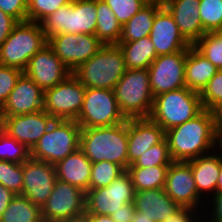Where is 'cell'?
Wrapping results in <instances>:
<instances>
[{
  "instance_id": "d6a6232c",
  "label": "cell",
  "mask_w": 222,
  "mask_h": 222,
  "mask_svg": "<svg viewBox=\"0 0 222 222\" xmlns=\"http://www.w3.org/2000/svg\"><path fill=\"white\" fill-rule=\"evenodd\" d=\"M193 47L219 70H222V37L216 32L206 33Z\"/></svg>"
},
{
  "instance_id": "ac0fdd59",
  "label": "cell",
  "mask_w": 222,
  "mask_h": 222,
  "mask_svg": "<svg viewBox=\"0 0 222 222\" xmlns=\"http://www.w3.org/2000/svg\"><path fill=\"white\" fill-rule=\"evenodd\" d=\"M54 120L44 110L2 117V130L31 151Z\"/></svg>"
},
{
  "instance_id": "30bf717a",
  "label": "cell",
  "mask_w": 222,
  "mask_h": 222,
  "mask_svg": "<svg viewBox=\"0 0 222 222\" xmlns=\"http://www.w3.org/2000/svg\"><path fill=\"white\" fill-rule=\"evenodd\" d=\"M135 189L125 170L108 186L85 192V214L111 215L125 203H134Z\"/></svg>"
},
{
  "instance_id": "3957f363",
  "label": "cell",
  "mask_w": 222,
  "mask_h": 222,
  "mask_svg": "<svg viewBox=\"0 0 222 222\" xmlns=\"http://www.w3.org/2000/svg\"><path fill=\"white\" fill-rule=\"evenodd\" d=\"M126 70L122 49L117 44H109L78 66L72 75L85 88L113 90Z\"/></svg>"
},
{
  "instance_id": "7bdbcfd3",
  "label": "cell",
  "mask_w": 222,
  "mask_h": 222,
  "mask_svg": "<svg viewBox=\"0 0 222 222\" xmlns=\"http://www.w3.org/2000/svg\"><path fill=\"white\" fill-rule=\"evenodd\" d=\"M203 220L204 222H222V192L216 193L206 203Z\"/></svg>"
},
{
  "instance_id": "7dc6e473",
  "label": "cell",
  "mask_w": 222,
  "mask_h": 222,
  "mask_svg": "<svg viewBox=\"0 0 222 222\" xmlns=\"http://www.w3.org/2000/svg\"><path fill=\"white\" fill-rule=\"evenodd\" d=\"M15 195L11 190L0 184V218Z\"/></svg>"
},
{
  "instance_id": "4dcf8cb0",
  "label": "cell",
  "mask_w": 222,
  "mask_h": 222,
  "mask_svg": "<svg viewBox=\"0 0 222 222\" xmlns=\"http://www.w3.org/2000/svg\"><path fill=\"white\" fill-rule=\"evenodd\" d=\"M0 222H43L41 208L24 196L15 195L2 214Z\"/></svg>"
},
{
  "instance_id": "7c38bea8",
  "label": "cell",
  "mask_w": 222,
  "mask_h": 222,
  "mask_svg": "<svg viewBox=\"0 0 222 222\" xmlns=\"http://www.w3.org/2000/svg\"><path fill=\"white\" fill-rule=\"evenodd\" d=\"M85 215V192L56 179L53 191L41 207L43 222L73 220Z\"/></svg>"
},
{
  "instance_id": "83f0119b",
  "label": "cell",
  "mask_w": 222,
  "mask_h": 222,
  "mask_svg": "<svg viewBox=\"0 0 222 222\" xmlns=\"http://www.w3.org/2000/svg\"><path fill=\"white\" fill-rule=\"evenodd\" d=\"M117 45L123 51L127 69H148L158 57L149 36L133 42H119Z\"/></svg>"
},
{
  "instance_id": "6da1fadb",
  "label": "cell",
  "mask_w": 222,
  "mask_h": 222,
  "mask_svg": "<svg viewBox=\"0 0 222 222\" xmlns=\"http://www.w3.org/2000/svg\"><path fill=\"white\" fill-rule=\"evenodd\" d=\"M172 161L187 162L216 149V134L212 112L200 114L165 132Z\"/></svg>"
},
{
  "instance_id": "d590c367",
  "label": "cell",
  "mask_w": 222,
  "mask_h": 222,
  "mask_svg": "<svg viewBox=\"0 0 222 222\" xmlns=\"http://www.w3.org/2000/svg\"><path fill=\"white\" fill-rule=\"evenodd\" d=\"M172 159L169 154L168 141L165 138L162 142L153 145L146 150L140 157L129 167H151L158 165H170Z\"/></svg>"
},
{
  "instance_id": "7a4b0ae2",
  "label": "cell",
  "mask_w": 222,
  "mask_h": 222,
  "mask_svg": "<svg viewBox=\"0 0 222 222\" xmlns=\"http://www.w3.org/2000/svg\"><path fill=\"white\" fill-rule=\"evenodd\" d=\"M80 149L92 163L109 161L127 170V120L118 125L81 129Z\"/></svg>"
},
{
  "instance_id": "f1b7e54d",
  "label": "cell",
  "mask_w": 222,
  "mask_h": 222,
  "mask_svg": "<svg viewBox=\"0 0 222 222\" xmlns=\"http://www.w3.org/2000/svg\"><path fill=\"white\" fill-rule=\"evenodd\" d=\"M97 24L95 36L104 44H118L122 25L104 0H96Z\"/></svg>"
},
{
  "instance_id": "681fc988",
  "label": "cell",
  "mask_w": 222,
  "mask_h": 222,
  "mask_svg": "<svg viewBox=\"0 0 222 222\" xmlns=\"http://www.w3.org/2000/svg\"><path fill=\"white\" fill-rule=\"evenodd\" d=\"M91 222H115L109 215L85 214Z\"/></svg>"
},
{
  "instance_id": "277c9868",
  "label": "cell",
  "mask_w": 222,
  "mask_h": 222,
  "mask_svg": "<svg viewBox=\"0 0 222 222\" xmlns=\"http://www.w3.org/2000/svg\"><path fill=\"white\" fill-rule=\"evenodd\" d=\"M203 110L200 93L184 87L155 96L149 118L166 132L193 119Z\"/></svg>"
},
{
  "instance_id": "b9f144b4",
  "label": "cell",
  "mask_w": 222,
  "mask_h": 222,
  "mask_svg": "<svg viewBox=\"0 0 222 222\" xmlns=\"http://www.w3.org/2000/svg\"><path fill=\"white\" fill-rule=\"evenodd\" d=\"M0 10L17 22L28 21L27 0H0Z\"/></svg>"
},
{
  "instance_id": "1f68e13d",
  "label": "cell",
  "mask_w": 222,
  "mask_h": 222,
  "mask_svg": "<svg viewBox=\"0 0 222 222\" xmlns=\"http://www.w3.org/2000/svg\"><path fill=\"white\" fill-rule=\"evenodd\" d=\"M125 170L118 164L109 161L92 163L89 189H98L108 186Z\"/></svg>"
},
{
  "instance_id": "cb8c5ba5",
  "label": "cell",
  "mask_w": 222,
  "mask_h": 222,
  "mask_svg": "<svg viewBox=\"0 0 222 222\" xmlns=\"http://www.w3.org/2000/svg\"><path fill=\"white\" fill-rule=\"evenodd\" d=\"M134 205L136 211L144 213V216L154 222H164L169 215L175 214L181 208L164 189L135 191Z\"/></svg>"
},
{
  "instance_id": "2e32d148",
  "label": "cell",
  "mask_w": 222,
  "mask_h": 222,
  "mask_svg": "<svg viewBox=\"0 0 222 222\" xmlns=\"http://www.w3.org/2000/svg\"><path fill=\"white\" fill-rule=\"evenodd\" d=\"M57 176L53 164L29 157L23 162V190L21 196L28 198L40 208L53 191Z\"/></svg>"
},
{
  "instance_id": "8d00e7d4",
  "label": "cell",
  "mask_w": 222,
  "mask_h": 222,
  "mask_svg": "<svg viewBox=\"0 0 222 222\" xmlns=\"http://www.w3.org/2000/svg\"><path fill=\"white\" fill-rule=\"evenodd\" d=\"M0 184L16 195L23 190V163H14L0 160Z\"/></svg>"
},
{
  "instance_id": "db71d44e",
  "label": "cell",
  "mask_w": 222,
  "mask_h": 222,
  "mask_svg": "<svg viewBox=\"0 0 222 222\" xmlns=\"http://www.w3.org/2000/svg\"><path fill=\"white\" fill-rule=\"evenodd\" d=\"M54 222H82V217L73 220H61V221H54Z\"/></svg>"
},
{
  "instance_id": "ab89813d",
  "label": "cell",
  "mask_w": 222,
  "mask_h": 222,
  "mask_svg": "<svg viewBox=\"0 0 222 222\" xmlns=\"http://www.w3.org/2000/svg\"><path fill=\"white\" fill-rule=\"evenodd\" d=\"M204 109L211 111L222 102V70H218L207 86L200 93Z\"/></svg>"
},
{
  "instance_id": "ee69618b",
  "label": "cell",
  "mask_w": 222,
  "mask_h": 222,
  "mask_svg": "<svg viewBox=\"0 0 222 222\" xmlns=\"http://www.w3.org/2000/svg\"><path fill=\"white\" fill-rule=\"evenodd\" d=\"M202 211L190 207H181L175 214L169 215L164 222H204Z\"/></svg>"
},
{
  "instance_id": "4fadbf2b",
  "label": "cell",
  "mask_w": 222,
  "mask_h": 222,
  "mask_svg": "<svg viewBox=\"0 0 222 222\" xmlns=\"http://www.w3.org/2000/svg\"><path fill=\"white\" fill-rule=\"evenodd\" d=\"M48 45L71 72L91 59L104 46L95 35L71 33L48 37Z\"/></svg>"
},
{
  "instance_id": "11a10c76",
  "label": "cell",
  "mask_w": 222,
  "mask_h": 222,
  "mask_svg": "<svg viewBox=\"0 0 222 222\" xmlns=\"http://www.w3.org/2000/svg\"><path fill=\"white\" fill-rule=\"evenodd\" d=\"M216 33L222 37V25L221 27L216 31Z\"/></svg>"
},
{
  "instance_id": "5b68a950",
  "label": "cell",
  "mask_w": 222,
  "mask_h": 222,
  "mask_svg": "<svg viewBox=\"0 0 222 222\" xmlns=\"http://www.w3.org/2000/svg\"><path fill=\"white\" fill-rule=\"evenodd\" d=\"M46 44L48 38L40 23L18 22L0 46V65L24 71L29 60Z\"/></svg>"
},
{
  "instance_id": "f35d334b",
  "label": "cell",
  "mask_w": 222,
  "mask_h": 222,
  "mask_svg": "<svg viewBox=\"0 0 222 222\" xmlns=\"http://www.w3.org/2000/svg\"><path fill=\"white\" fill-rule=\"evenodd\" d=\"M115 14L118 22L123 26L146 3V0H104Z\"/></svg>"
},
{
  "instance_id": "ffe728a7",
  "label": "cell",
  "mask_w": 222,
  "mask_h": 222,
  "mask_svg": "<svg viewBox=\"0 0 222 222\" xmlns=\"http://www.w3.org/2000/svg\"><path fill=\"white\" fill-rule=\"evenodd\" d=\"M43 97L44 91L23 72L0 108V114L9 117L43 110Z\"/></svg>"
},
{
  "instance_id": "4316f807",
  "label": "cell",
  "mask_w": 222,
  "mask_h": 222,
  "mask_svg": "<svg viewBox=\"0 0 222 222\" xmlns=\"http://www.w3.org/2000/svg\"><path fill=\"white\" fill-rule=\"evenodd\" d=\"M163 6L162 2L146 3L131 19L122 26L119 42H133L149 36L157 11Z\"/></svg>"
},
{
  "instance_id": "9f6ffc18",
  "label": "cell",
  "mask_w": 222,
  "mask_h": 222,
  "mask_svg": "<svg viewBox=\"0 0 222 222\" xmlns=\"http://www.w3.org/2000/svg\"><path fill=\"white\" fill-rule=\"evenodd\" d=\"M82 222H91L85 215L82 216Z\"/></svg>"
},
{
  "instance_id": "ba28073f",
  "label": "cell",
  "mask_w": 222,
  "mask_h": 222,
  "mask_svg": "<svg viewBox=\"0 0 222 222\" xmlns=\"http://www.w3.org/2000/svg\"><path fill=\"white\" fill-rule=\"evenodd\" d=\"M81 127L73 120H54L30 151V157L55 165L80 148Z\"/></svg>"
},
{
  "instance_id": "6f0895ef",
  "label": "cell",
  "mask_w": 222,
  "mask_h": 222,
  "mask_svg": "<svg viewBox=\"0 0 222 222\" xmlns=\"http://www.w3.org/2000/svg\"><path fill=\"white\" fill-rule=\"evenodd\" d=\"M2 130V116L0 114V131Z\"/></svg>"
},
{
  "instance_id": "7402d4cb",
  "label": "cell",
  "mask_w": 222,
  "mask_h": 222,
  "mask_svg": "<svg viewBox=\"0 0 222 222\" xmlns=\"http://www.w3.org/2000/svg\"><path fill=\"white\" fill-rule=\"evenodd\" d=\"M200 0H164L163 5L173 15L180 34L193 46L206 33L199 15Z\"/></svg>"
},
{
  "instance_id": "603a6c76",
  "label": "cell",
  "mask_w": 222,
  "mask_h": 222,
  "mask_svg": "<svg viewBox=\"0 0 222 222\" xmlns=\"http://www.w3.org/2000/svg\"><path fill=\"white\" fill-rule=\"evenodd\" d=\"M222 152L211 153L187 161L192 169L198 194L208 202L217 193Z\"/></svg>"
},
{
  "instance_id": "f907efd6",
  "label": "cell",
  "mask_w": 222,
  "mask_h": 222,
  "mask_svg": "<svg viewBox=\"0 0 222 222\" xmlns=\"http://www.w3.org/2000/svg\"><path fill=\"white\" fill-rule=\"evenodd\" d=\"M216 134V150L222 152V127H214Z\"/></svg>"
},
{
  "instance_id": "e575fe53",
  "label": "cell",
  "mask_w": 222,
  "mask_h": 222,
  "mask_svg": "<svg viewBox=\"0 0 222 222\" xmlns=\"http://www.w3.org/2000/svg\"><path fill=\"white\" fill-rule=\"evenodd\" d=\"M30 157V150L3 130L0 131V160L22 164Z\"/></svg>"
},
{
  "instance_id": "484cf974",
  "label": "cell",
  "mask_w": 222,
  "mask_h": 222,
  "mask_svg": "<svg viewBox=\"0 0 222 222\" xmlns=\"http://www.w3.org/2000/svg\"><path fill=\"white\" fill-rule=\"evenodd\" d=\"M219 69L193 46L188 49L185 63V85L201 93Z\"/></svg>"
},
{
  "instance_id": "816d5d0a",
  "label": "cell",
  "mask_w": 222,
  "mask_h": 222,
  "mask_svg": "<svg viewBox=\"0 0 222 222\" xmlns=\"http://www.w3.org/2000/svg\"><path fill=\"white\" fill-rule=\"evenodd\" d=\"M132 222H154V221L144 216V213L136 211Z\"/></svg>"
},
{
  "instance_id": "680465c9",
  "label": "cell",
  "mask_w": 222,
  "mask_h": 222,
  "mask_svg": "<svg viewBox=\"0 0 222 222\" xmlns=\"http://www.w3.org/2000/svg\"><path fill=\"white\" fill-rule=\"evenodd\" d=\"M147 2H159V0H146Z\"/></svg>"
},
{
  "instance_id": "74e56055",
  "label": "cell",
  "mask_w": 222,
  "mask_h": 222,
  "mask_svg": "<svg viewBox=\"0 0 222 222\" xmlns=\"http://www.w3.org/2000/svg\"><path fill=\"white\" fill-rule=\"evenodd\" d=\"M72 0H27L28 21L40 23L59 7L69 4Z\"/></svg>"
},
{
  "instance_id": "60d3db41",
  "label": "cell",
  "mask_w": 222,
  "mask_h": 222,
  "mask_svg": "<svg viewBox=\"0 0 222 222\" xmlns=\"http://www.w3.org/2000/svg\"><path fill=\"white\" fill-rule=\"evenodd\" d=\"M22 73L23 71L18 68L0 65V108L6 102Z\"/></svg>"
},
{
  "instance_id": "9a60e30c",
  "label": "cell",
  "mask_w": 222,
  "mask_h": 222,
  "mask_svg": "<svg viewBox=\"0 0 222 222\" xmlns=\"http://www.w3.org/2000/svg\"><path fill=\"white\" fill-rule=\"evenodd\" d=\"M164 190L181 207L205 211L207 202L197 192L193 172L188 162L173 161L169 165Z\"/></svg>"
},
{
  "instance_id": "8fae6325",
  "label": "cell",
  "mask_w": 222,
  "mask_h": 222,
  "mask_svg": "<svg viewBox=\"0 0 222 222\" xmlns=\"http://www.w3.org/2000/svg\"><path fill=\"white\" fill-rule=\"evenodd\" d=\"M85 89L71 74L63 82L44 91L43 110L55 120L75 121L83 106Z\"/></svg>"
},
{
  "instance_id": "44dd1931",
  "label": "cell",
  "mask_w": 222,
  "mask_h": 222,
  "mask_svg": "<svg viewBox=\"0 0 222 222\" xmlns=\"http://www.w3.org/2000/svg\"><path fill=\"white\" fill-rule=\"evenodd\" d=\"M128 160L132 165L146 150L165 139V130L147 118L127 119Z\"/></svg>"
},
{
  "instance_id": "f6af8a7d",
  "label": "cell",
  "mask_w": 222,
  "mask_h": 222,
  "mask_svg": "<svg viewBox=\"0 0 222 222\" xmlns=\"http://www.w3.org/2000/svg\"><path fill=\"white\" fill-rule=\"evenodd\" d=\"M17 23L13 17L0 10V46L6 41Z\"/></svg>"
},
{
  "instance_id": "9c48e42d",
  "label": "cell",
  "mask_w": 222,
  "mask_h": 222,
  "mask_svg": "<svg viewBox=\"0 0 222 222\" xmlns=\"http://www.w3.org/2000/svg\"><path fill=\"white\" fill-rule=\"evenodd\" d=\"M126 120L113 90L85 89L83 106L75 120L82 129L118 125Z\"/></svg>"
},
{
  "instance_id": "52a82bcc",
  "label": "cell",
  "mask_w": 222,
  "mask_h": 222,
  "mask_svg": "<svg viewBox=\"0 0 222 222\" xmlns=\"http://www.w3.org/2000/svg\"><path fill=\"white\" fill-rule=\"evenodd\" d=\"M113 91L126 119L149 117L154 96L147 69H127Z\"/></svg>"
},
{
  "instance_id": "8992f818",
  "label": "cell",
  "mask_w": 222,
  "mask_h": 222,
  "mask_svg": "<svg viewBox=\"0 0 222 222\" xmlns=\"http://www.w3.org/2000/svg\"><path fill=\"white\" fill-rule=\"evenodd\" d=\"M96 0H72L40 22L46 37L60 33L95 35Z\"/></svg>"
},
{
  "instance_id": "f546056e",
  "label": "cell",
  "mask_w": 222,
  "mask_h": 222,
  "mask_svg": "<svg viewBox=\"0 0 222 222\" xmlns=\"http://www.w3.org/2000/svg\"><path fill=\"white\" fill-rule=\"evenodd\" d=\"M169 165L128 167L135 191L164 189Z\"/></svg>"
},
{
  "instance_id": "bcb514c9",
  "label": "cell",
  "mask_w": 222,
  "mask_h": 222,
  "mask_svg": "<svg viewBox=\"0 0 222 222\" xmlns=\"http://www.w3.org/2000/svg\"><path fill=\"white\" fill-rule=\"evenodd\" d=\"M136 212L134 203H125L117 212H113L110 216L115 222H132Z\"/></svg>"
},
{
  "instance_id": "d6986e66",
  "label": "cell",
  "mask_w": 222,
  "mask_h": 222,
  "mask_svg": "<svg viewBox=\"0 0 222 222\" xmlns=\"http://www.w3.org/2000/svg\"><path fill=\"white\" fill-rule=\"evenodd\" d=\"M157 56L188 50L191 45L180 34L173 15L163 5L156 13L149 35Z\"/></svg>"
},
{
  "instance_id": "f5cc1de1",
  "label": "cell",
  "mask_w": 222,
  "mask_h": 222,
  "mask_svg": "<svg viewBox=\"0 0 222 222\" xmlns=\"http://www.w3.org/2000/svg\"><path fill=\"white\" fill-rule=\"evenodd\" d=\"M222 192V159H221V166H220V172L218 176V182H217V193Z\"/></svg>"
},
{
  "instance_id": "d4e9b609",
  "label": "cell",
  "mask_w": 222,
  "mask_h": 222,
  "mask_svg": "<svg viewBox=\"0 0 222 222\" xmlns=\"http://www.w3.org/2000/svg\"><path fill=\"white\" fill-rule=\"evenodd\" d=\"M57 179L79 187L84 192L89 190L92 162L79 148L55 165Z\"/></svg>"
},
{
  "instance_id": "c3c4849f",
  "label": "cell",
  "mask_w": 222,
  "mask_h": 222,
  "mask_svg": "<svg viewBox=\"0 0 222 222\" xmlns=\"http://www.w3.org/2000/svg\"><path fill=\"white\" fill-rule=\"evenodd\" d=\"M214 127H222V102L216 105L212 110Z\"/></svg>"
},
{
  "instance_id": "836d02e7",
  "label": "cell",
  "mask_w": 222,
  "mask_h": 222,
  "mask_svg": "<svg viewBox=\"0 0 222 222\" xmlns=\"http://www.w3.org/2000/svg\"><path fill=\"white\" fill-rule=\"evenodd\" d=\"M199 15L205 33L216 32L222 25V0H200Z\"/></svg>"
},
{
  "instance_id": "e0dca14e",
  "label": "cell",
  "mask_w": 222,
  "mask_h": 222,
  "mask_svg": "<svg viewBox=\"0 0 222 222\" xmlns=\"http://www.w3.org/2000/svg\"><path fill=\"white\" fill-rule=\"evenodd\" d=\"M23 72L43 91L63 82L72 74L48 44L29 60Z\"/></svg>"
},
{
  "instance_id": "5bb4252c",
  "label": "cell",
  "mask_w": 222,
  "mask_h": 222,
  "mask_svg": "<svg viewBox=\"0 0 222 222\" xmlns=\"http://www.w3.org/2000/svg\"><path fill=\"white\" fill-rule=\"evenodd\" d=\"M188 50L159 55L147 69L153 96L169 92L185 85V63Z\"/></svg>"
}]
</instances>
